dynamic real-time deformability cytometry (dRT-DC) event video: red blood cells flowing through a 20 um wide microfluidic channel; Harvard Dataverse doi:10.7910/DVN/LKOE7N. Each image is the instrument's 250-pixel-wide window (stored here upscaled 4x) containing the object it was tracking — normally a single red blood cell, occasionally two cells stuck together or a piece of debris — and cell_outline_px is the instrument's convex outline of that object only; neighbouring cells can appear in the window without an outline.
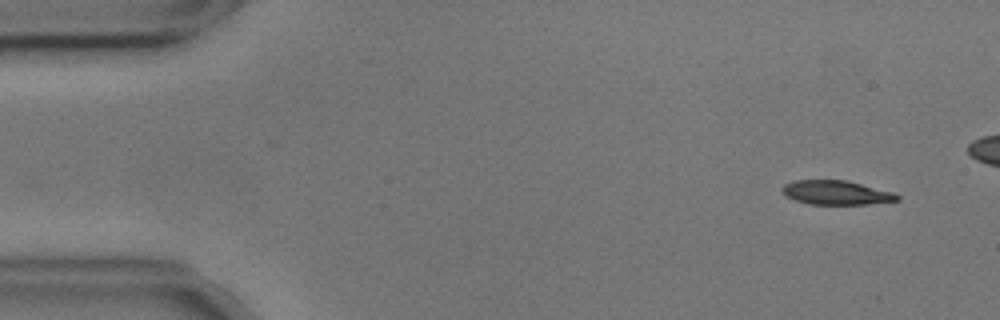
{"species": "common noctule bat (a hibernating species)", "species_latin": "Nyctalus noctula", "temperature_condition": "cold", "stored_images_in_passage": 46, "camera_frame_rate_fps": 3000, "um_per_image_px": 0.085, "animal": {"sex": "male", "body_mass_g": 17.9, "forearm_length_mm": 54.2}, "frame": {"image": 1, "passage_image": 1, "time_ms": 0.0, "image_size_px": [1000, 320], "cell_outline_px": [[900, 200], [868, 204], [808, 204], [796, 200], [788, 196], [780, 188], [784, 184], [796, 180], [848, 180], [892, 192], [900, 196]], "centroid_in_image_um": [71.1, 16.37], "position_along_channel_um": 13.9, "area_um2": 16.07}}
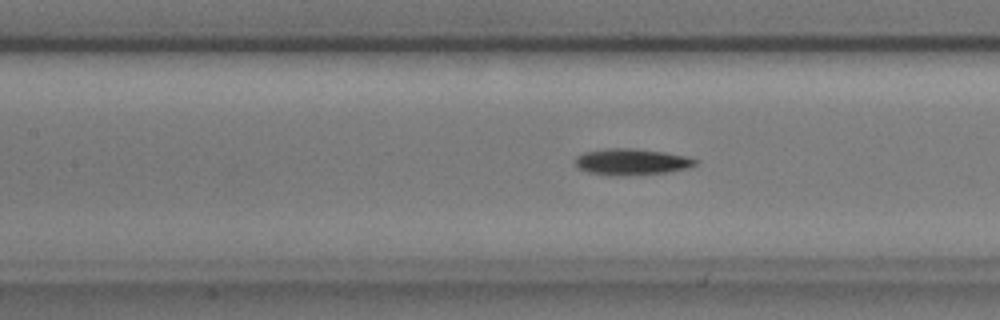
{"frame": {"image": 2, "passage_image": 21, "time_ms": 6.667, "image_size_px": [1000, 320], "cell_outline_px": [[700, 160], [696, 164], [688, 168], [672, 172], [636, 176], [604, 176], [588, 172], [576, 168], [572, 160], [576, 156], [584, 152], [608, 148], [632, 148], [664, 152], [688, 156]], "centroid_in_image_um": [53.66, 13.78], "position_along_channel_um": 153.7, "area_um2": 19.25}}
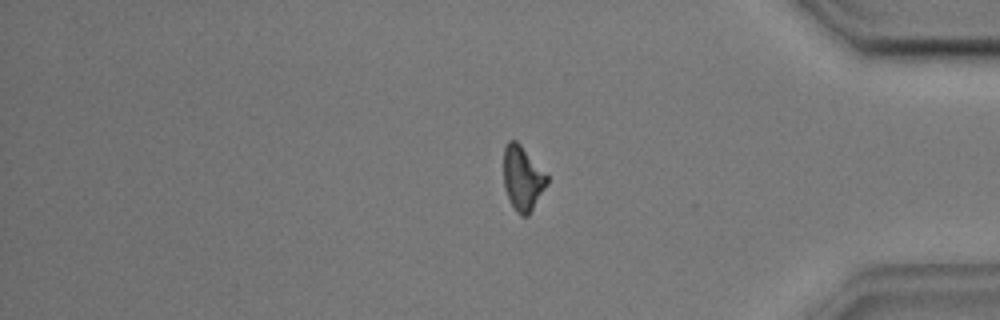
{"frame": {"image": 3, "passage_image": 43, "time_ms": 14.0, "image_size_px": [1000, 320], "cell_outline_px": [[548, 184], [528, 216], [520, 216], [516, 212], [508, 196], [504, 184], [504, 148], [508, 140], [516, 140], [520, 144], [548, 176]], "centroid_in_image_um": [44.42, 15.16], "position_along_channel_um": 390.8, "area_um2": 16.13}}